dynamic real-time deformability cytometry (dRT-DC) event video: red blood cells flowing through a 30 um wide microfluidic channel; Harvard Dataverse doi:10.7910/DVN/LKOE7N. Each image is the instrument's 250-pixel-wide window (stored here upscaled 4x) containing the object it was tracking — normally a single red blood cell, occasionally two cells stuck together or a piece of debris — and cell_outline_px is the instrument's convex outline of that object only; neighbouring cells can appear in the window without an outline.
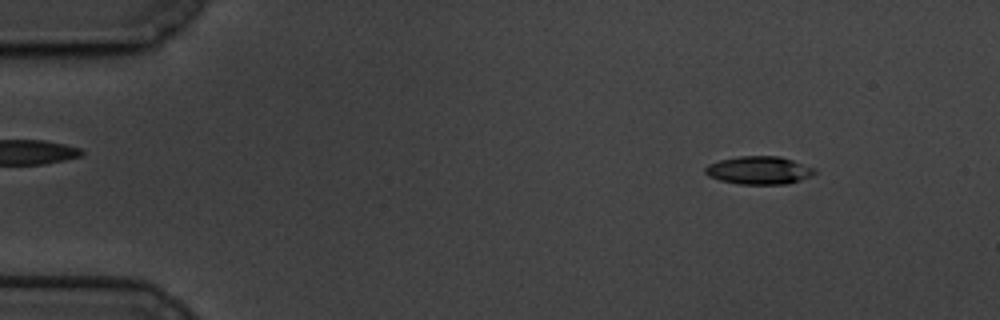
{"species": "common noctule bat (a hibernating species)", "species_latin": "Nyctalus noctula", "temperature_condition": "cold", "stored_images_in_passage": 60, "camera_frame_rate_fps": 3000, "um_per_image_px": 0.085, "animal": {"sex": "male", "body_mass_g": 19.5, "forearm_length_mm": 54.6}, "frame": {"image": 1, "passage_image": 7, "time_ms": 2.0, "image_size_px": [1000, 320], "cell_outline_px": [[816, 172], [812, 176], [788, 184], [740, 184], [720, 180], [708, 176], [704, 172], [704, 168], [708, 164], [720, 160], [740, 156], [780, 156], [816, 168]], "centroid_in_image_um": [64.53, 14.47], "position_along_channel_um": 20.5, "area_um2": 17.92}}
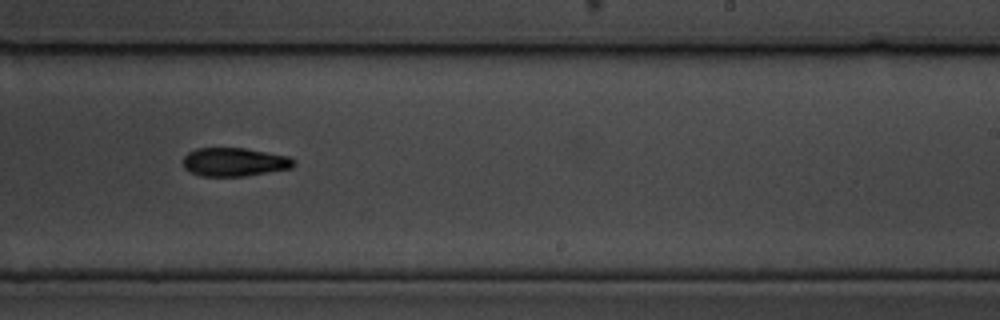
{"frame": {"image": 2, "passage_image": 37, "time_ms": 12.0, "image_size_px": [1000, 320], "cell_outline_px": [[296, 164], [292, 168], [244, 176], [200, 176], [188, 172], [184, 168], [184, 156], [188, 152], [196, 148], [244, 148], [288, 156], [296, 160]], "centroid_in_image_um": [19.92, 13.77], "position_along_channel_um": 269.1, "area_um2": 18.5}}
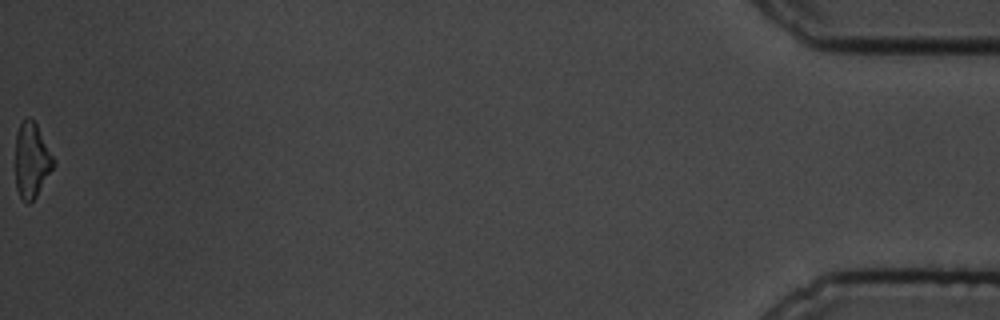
{"frame": {"image": 3, "passage_image": 60, "time_ms": 19.667, "image_size_px": [1000, 320], "cell_outline_px": [[56, 164], [36, 196], [28, 204], [20, 196], [16, 188], [16, 132], [24, 116], [28, 116], [36, 124], [56, 160]], "centroid_in_image_um": [2.7, 13.6], "position_along_channel_um": 432.5, "area_um2": 16.7}, "authors_computed_cell_mechanics": {"area_um2": 18.1492, "velocity_mm_per_s": 3.3914, "shape_relaxation_time_tau1_ms": 3.6828, "shape_relaxation_time_tau2_ms": 10.4411, "deformation_change_tau1": 0.1484, "deformation_change_tau2": 0.2094}}